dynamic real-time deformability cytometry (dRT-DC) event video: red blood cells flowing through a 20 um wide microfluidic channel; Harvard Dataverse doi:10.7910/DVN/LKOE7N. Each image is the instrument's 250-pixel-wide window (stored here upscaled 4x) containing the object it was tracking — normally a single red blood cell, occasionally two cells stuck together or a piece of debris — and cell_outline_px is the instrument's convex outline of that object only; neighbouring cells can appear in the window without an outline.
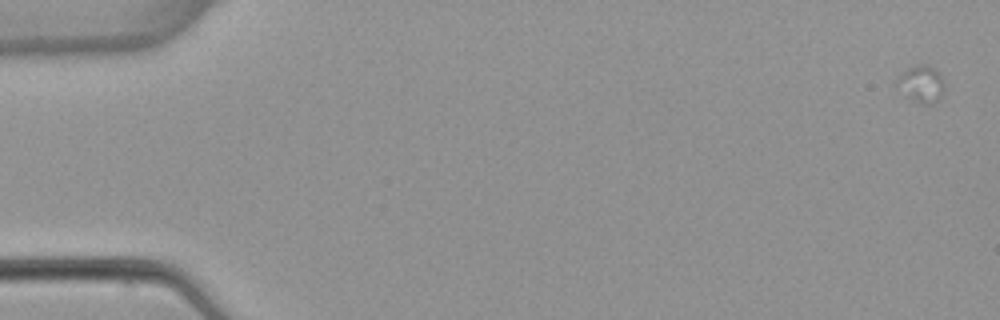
{"species": "common noctule bat (a hibernating species)", "species_latin": "Nyctalus noctula", "temperature_condition": "warm", "stored_images_in_passage": 4, "camera_frame_rate_fps": 3000, "um_per_image_px": 0.085, "animal": {"sex": "female", "body_mass_g": 22.7, "forearm_length_mm": 54.2}, "frame": {"image": 1, "passage_image": 1, "time_ms": 0.0, "image_size_px": [1000, 320], "cell_outline_px": [[944, 88], [940, 96], [936, 100], [928, 104], [924, 104], [912, 100], [892, 84], [908, 68], [916, 64], [924, 64], [940, 72], [944, 80]], "centroid_in_image_um": [78.28, 7.12], "position_along_channel_um": 6.7, "area_um2": 10.17}}